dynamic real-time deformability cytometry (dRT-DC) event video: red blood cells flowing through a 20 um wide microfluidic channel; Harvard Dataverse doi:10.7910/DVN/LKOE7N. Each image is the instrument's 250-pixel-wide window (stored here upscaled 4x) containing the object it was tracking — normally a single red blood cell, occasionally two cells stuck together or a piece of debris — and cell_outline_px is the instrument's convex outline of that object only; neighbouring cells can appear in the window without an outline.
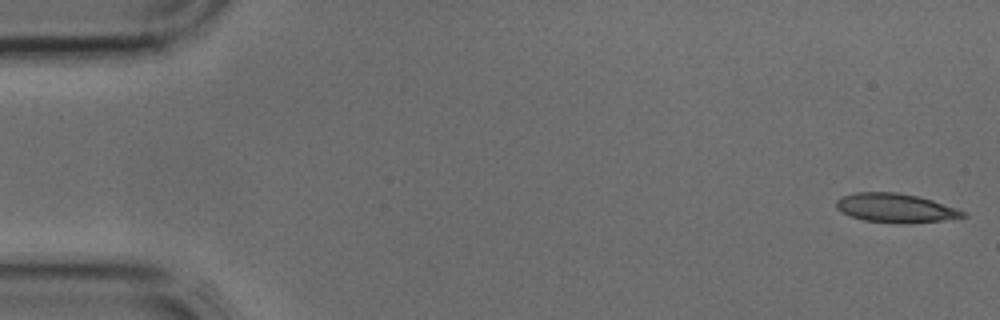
{"species": "common noctule bat (a hibernating species)", "species_latin": "Nyctalus noctula", "temperature_condition": "cold", "stored_images_in_passage": 5, "camera_frame_rate_fps": 3000, "um_per_image_px": 0.085, "animal": {"sex": "male", "body_mass_g": 17.9, "forearm_length_mm": 54.2}, "frame": {"image": 1, "passage_image": 1, "time_ms": 0.0, "image_size_px": [1000, 320], "cell_outline_px": [[968, 216], [944, 220], [912, 224], [900, 224], [864, 220], [852, 216], [836, 208], [836, 200], [840, 196], [856, 192], [896, 192], [916, 196], [932, 200], [968, 212]], "centroid_in_image_um": [76.15, 17.69], "position_along_channel_um": 8.8, "area_um2": 21.56}}
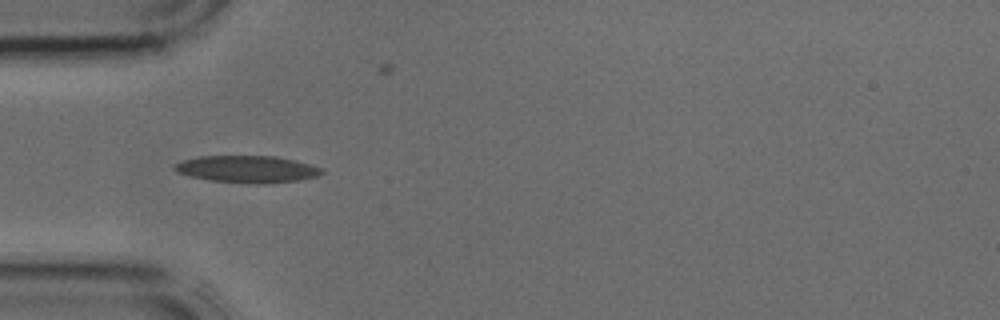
{"frame": {"image": 2, "passage_image": 4, "time_ms": 1.0, "image_size_px": [1000, 320], "cell_outline_px": [[324, 172], [316, 176], [300, 180], [264, 184], [256, 184], [212, 180], [192, 176], [176, 172], [172, 168], [176, 164], [184, 160], [200, 156], [276, 156], [296, 160], [324, 168]], "centroid_in_image_um": [21.07, 14.37], "position_along_channel_um": 63.9, "area_um2": 23.12}}